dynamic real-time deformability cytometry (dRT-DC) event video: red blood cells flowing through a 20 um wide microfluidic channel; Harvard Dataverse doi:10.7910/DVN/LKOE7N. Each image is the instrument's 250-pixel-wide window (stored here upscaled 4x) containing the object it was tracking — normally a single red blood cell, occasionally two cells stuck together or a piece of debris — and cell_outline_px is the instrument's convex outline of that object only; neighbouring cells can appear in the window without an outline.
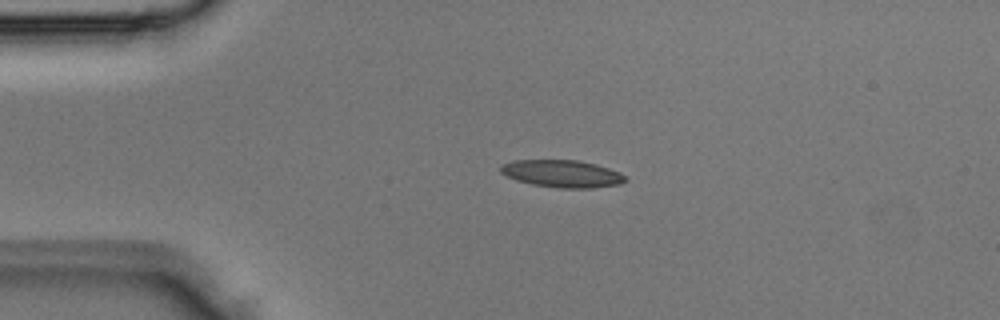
{"species": "Egyptian fruit bat (a non-hibernating species)", "species_latin": "Rousettus aegyptiacus", "temperature_condition": "room temperature", "stored_images_in_passage": 2, "camera_frame_rate_fps": 3000, "um_per_image_px": 0.085, "animal": {"sex": "male"}, "frame": {"image": 1, "passage_image": 1, "time_ms": 0.0, "image_size_px": [1000, 320], "cell_outline_px": [[628, 180], [620, 184], [592, 188], [560, 188], [532, 184], [516, 180], [500, 172], [500, 164], [512, 160], [580, 160], [596, 164], [620, 172]], "centroid_in_image_um": [47.77, 14.75], "position_along_channel_um": 37.2, "area_um2": 19.94}}